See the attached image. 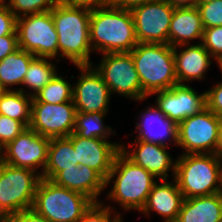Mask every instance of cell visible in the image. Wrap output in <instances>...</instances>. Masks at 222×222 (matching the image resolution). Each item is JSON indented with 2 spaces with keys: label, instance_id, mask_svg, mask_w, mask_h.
Returning a JSON list of instances; mask_svg holds the SVG:
<instances>
[{
  "label": "cell",
  "instance_id": "obj_15",
  "mask_svg": "<svg viewBox=\"0 0 222 222\" xmlns=\"http://www.w3.org/2000/svg\"><path fill=\"white\" fill-rule=\"evenodd\" d=\"M81 74L73 86V102L79 113H107L109 87L92 65L77 66Z\"/></svg>",
  "mask_w": 222,
  "mask_h": 222
},
{
  "label": "cell",
  "instance_id": "obj_29",
  "mask_svg": "<svg viewBox=\"0 0 222 222\" xmlns=\"http://www.w3.org/2000/svg\"><path fill=\"white\" fill-rule=\"evenodd\" d=\"M33 98L38 102L60 104L73 100V85L56 74Z\"/></svg>",
  "mask_w": 222,
  "mask_h": 222
},
{
  "label": "cell",
  "instance_id": "obj_22",
  "mask_svg": "<svg viewBox=\"0 0 222 222\" xmlns=\"http://www.w3.org/2000/svg\"><path fill=\"white\" fill-rule=\"evenodd\" d=\"M204 27L197 7H175L169 28V45L172 47L202 40Z\"/></svg>",
  "mask_w": 222,
  "mask_h": 222
},
{
  "label": "cell",
  "instance_id": "obj_36",
  "mask_svg": "<svg viewBox=\"0 0 222 222\" xmlns=\"http://www.w3.org/2000/svg\"><path fill=\"white\" fill-rule=\"evenodd\" d=\"M17 29V17L9 7H0V37L13 34Z\"/></svg>",
  "mask_w": 222,
  "mask_h": 222
},
{
  "label": "cell",
  "instance_id": "obj_18",
  "mask_svg": "<svg viewBox=\"0 0 222 222\" xmlns=\"http://www.w3.org/2000/svg\"><path fill=\"white\" fill-rule=\"evenodd\" d=\"M186 46V47H184ZM181 47L184 49L181 51ZM180 51L178 52V49ZM175 59V73L178 84H185L192 80H201L205 76V71L212 64V56L199 42L195 45L184 44L173 47Z\"/></svg>",
  "mask_w": 222,
  "mask_h": 222
},
{
  "label": "cell",
  "instance_id": "obj_49",
  "mask_svg": "<svg viewBox=\"0 0 222 222\" xmlns=\"http://www.w3.org/2000/svg\"><path fill=\"white\" fill-rule=\"evenodd\" d=\"M5 90L2 88V86L0 85V96L1 94L4 92Z\"/></svg>",
  "mask_w": 222,
  "mask_h": 222
},
{
  "label": "cell",
  "instance_id": "obj_7",
  "mask_svg": "<svg viewBox=\"0 0 222 222\" xmlns=\"http://www.w3.org/2000/svg\"><path fill=\"white\" fill-rule=\"evenodd\" d=\"M40 173L0 163V204L9 213L31 209Z\"/></svg>",
  "mask_w": 222,
  "mask_h": 222
},
{
  "label": "cell",
  "instance_id": "obj_3",
  "mask_svg": "<svg viewBox=\"0 0 222 222\" xmlns=\"http://www.w3.org/2000/svg\"><path fill=\"white\" fill-rule=\"evenodd\" d=\"M111 180H114V184L109 191L108 199L119 203L124 210L135 209L139 212L157 182L152 174L134 164L122 151L115 157L113 167L105 180V186L110 184Z\"/></svg>",
  "mask_w": 222,
  "mask_h": 222
},
{
  "label": "cell",
  "instance_id": "obj_13",
  "mask_svg": "<svg viewBox=\"0 0 222 222\" xmlns=\"http://www.w3.org/2000/svg\"><path fill=\"white\" fill-rule=\"evenodd\" d=\"M50 138L36 133L31 128H26L14 140L2 148V162L15 167L31 169L40 176L47 164L48 145Z\"/></svg>",
  "mask_w": 222,
  "mask_h": 222
},
{
  "label": "cell",
  "instance_id": "obj_1",
  "mask_svg": "<svg viewBox=\"0 0 222 222\" xmlns=\"http://www.w3.org/2000/svg\"><path fill=\"white\" fill-rule=\"evenodd\" d=\"M90 44L101 54L130 52L138 44L131 11L111 3L92 9Z\"/></svg>",
  "mask_w": 222,
  "mask_h": 222
},
{
  "label": "cell",
  "instance_id": "obj_28",
  "mask_svg": "<svg viewBox=\"0 0 222 222\" xmlns=\"http://www.w3.org/2000/svg\"><path fill=\"white\" fill-rule=\"evenodd\" d=\"M107 113H79L76 112L74 133L83 138H98L108 140L116 134L108 125H104L103 118ZM108 138V139H107Z\"/></svg>",
  "mask_w": 222,
  "mask_h": 222
},
{
  "label": "cell",
  "instance_id": "obj_39",
  "mask_svg": "<svg viewBox=\"0 0 222 222\" xmlns=\"http://www.w3.org/2000/svg\"><path fill=\"white\" fill-rule=\"evenodd\" d=\"M58 2L72 7H84L92 10L109 4L110 0H58Z\"/></svg>",
  "mask_w": 222,
  "mask_h": 222
},
{
  "label": "cell",
  "instance_id": "obj_24",
  "mask_svg": "<svg viewBox=\"0 0 222 222\" xmlns=\"http://www.w3.org/2000/svg\"><path fill=\"white\" fill-rule=\"evenodd\" d=\"M78 165L76 152L68 137L51 138L48 145L47 164L42 178L51 180L59 171Z\"/></svg>",
  "mask_w": 222,
  "mask_h": 222
},
{
  "label": "cell",
  "instance_id": "obj_44",
  "mask_svg": "<svg viewBox=\"0 0 222 222\" xmlns=\"http://www.w3.org/2000/svg\"><path fill=\"white\" fill-rule=\"evenodd\" d=\"M213 1H216V0H196V6L213 2Z\"/></svg>",
  "mask_w": 222,
  "mask_h": 222
},
{
  "label": "cell",
  "instance_id": "obj_25",
  "mask_svg": "<svg viewBox=\"0 0 222 222\" xmlns=\"http://www.w3.org/2000/svg\"><path fill=\"white\" fill-rule=\"evenodd\" d=\"M34 57L32 53L18 48L0 61V85L4 90H15L10 86L23 83L29 64Z\"/></svg>",
  "mask_w": 222,
  "mask_h": 222
},
{
  "label": "cell",
  "instance_id": "obj_42",
  "mask_svg": "<svg viewBox=\"0 0 222 222\" xmlns=\"http://www.w3.org/2000/svg\"><path fill=\"white\" fill-rule=\"evenodd\" d=\"M217 155L222 157V118L218 125V135H217Z\"/></svg>",
  "mask_w": 222,
  "mask_h": 222
},
{
  "label": "cell",
  "instance_id": "obj_26",
  "mask_svg": "<svg viewBox=\"0 0 222 222\" xmlns=\"http://www.w3.org/2000/svg\"><path fill=\"white\" fill-rule=\"evenodd\" d=\"M32 99L23 87L16 90H5L0 96V115L20 121L26 128L31 120Z\"/></svg>",
  "mask_w": 222,
  "mask_h": 222
},
{
  "label": "cell",
  "instance_id": "obj_14",
  "mask_svg": "<svg viewBox=\"0 0 222 222\" xmlns=\"http://www.w3.org/2000/svg\"><path fill=\"white\" fill-rule=\"evenodd\" d=\"M153 94H158L155 107L177 125L206 108V93L198 94L188 84H177Z\"/></svg>",
  "mask_w": 222,
  "mask_h": 222
},
{
  "label": "cell",
  "instance_id": "obj_2",
  "mask_svg": "<svg viewBox=\"0 0 222 222\" xmlns=\"http://www.w3.org/2000/svg\"><path fill=\"white\" fill-rule=\"evenodd\" d=\"M51 14L59 37L58 55L70 60L75 66L92 65L93 63L90 62L91 10L57 2Z\"/></svg>",
  "mask_w": 222,
  "mask_h": 222
},
{
  "label": "cell",
  "instance_id": "obj_47",
  "mask_svg": "<svg viewBox=\"0 0 222 222\" xmlns=\"http://www.w3.org/2000/svg\"><path fill=\"white\" fill-rule=\"evenodd\" d=\"M2 162V147L0 146V163Z\"/></svg>",
  "mask_w": 222,
  "mask_h": 222
},
{
  "label": "cell",
  "instance_id": "obj_46",
  "mask_svg": "<svg viewBox=\"0 0 222 222\" xmlns=\"http://www.w3.org/2000/svg\"><path fill=\"white\" fill-rule=\"evenodd\" d=\"M217 64L220 68V71H222V57L217 61Z\"/></svg>",
  "mask_w": 222,
  "mask_h": 222
},
{
  "label": "cell",
  "instance_id": "obj_34",
  "mask_svg": "<svg viewBox=\"0 0 222 222\" xmlns=\"http://www.w3.org/2000/svg\"><path fill=\"white\" fill-rule=\"evenodd\" d=\"M25 129L26 127L20 121L0 115V146L3 148Z\"/></svg>",
  "mask_w": 222,
  "mask_h": 222
},
{
  "label": "cell",
  "instance_id": "obj_10",
  "mask_svg": "<svg viewBox=\"0 0 222 222\" xmlns=\"http://www.w3.org/2000/svg\"><path fill=\"white\" fill-rule=\"evenodd\" d=\"M220 118L207 107L177 125V146L182 154H217Z\"/></svg>",
  "mask_w": 222,
  "mask_h": 222
},
{
  "label": "cell",
  "instance_id": "obj_32",
  "mask_svg": "<svg viewBox=\"0 0 222 222\" xmlns=\"http://www.w3.org/2000/svg\"><path fill=\"white\" fill-rule=\"evenodd\" d=\"M200 43L217 62L222 57V26L204 28Z\"/></svg>",
  "mask_w": 222,
  "mask_h": 222
},
{
  "label": "cell",
  "instance_id": "obj_12",
  "mask_svg": "<svg viewBox=\"0 0 222 222\" xmlns=\"http://www.w3.org/2000/svg\"><path fill=\"white\" fill-rule=\"evenodd\" d=\"M75 120L76 108L73 100L50 104L32 99L29 128L44 137H68L74 132Z\"/></svg>",
  "mask_w": 222,
  "mask_h": 222
},
{
  "label": "cell",
  "instance_id": "obj_20",
  "mask_svg": "<svg viewBox=\"0 0 222 222\" xmlns=\"http://www.w3.org/2000/svg\"><path fill=\"white\" fill-rule=\"evenodd\" d=\"M51 181L85 195L94 203L101 202L98 200V196L106 187L105 180L86 165H77L74 168L59 171Z\"/></svg>",
  "mask_w": 222,
  "mask_h": 222
},
{
  "label": "cell",
  "instance_id": "obj_45",
  "mask_svg": "<svg viewBox=\"0 0 222 222\" xmlns=\"http://www.w3.org/2000/svg\"><path fill=\"white\" fill-rule=\"evenodd\" d=\"M11 3V0H8L6 3V0H0V7H9Z\"/></svg>",
  "mask_w": 222,
  "mask_h": 222
},
{
  "label": "cell",
  "instance_id": "obj_4",
  "mask_svg": "<svg viewBox=\"0 0 222 222\" xmlns=\"http://www.w3.org/2000/svg\"><path fill=\"white\" fill-rule=\"evenodd\" d=\"M222 157L217 154H182L175 176L184 199L220 193Z\"/></svg>",
  "mask_w": 222,
  "mask_h": 222
},
{
  "label": "cell",
  "instance_id": "obj_43",
  "mask_svg": "<svg viewBox=\"0 0 222 222\" xmlns=\"http://www.w3.org/2000/svg\"><path fill=\"white\" fill-rule=\"evenodd\" d=\"M8 215V213L2 208L0 204V222Z\"/></svg>",
  "mask_w": 222,
  "mask_h": 222
},
{
  "label": "cell",
  "instance_id": "obj_48",
  "mask_svg": "<svg viewBox=\"0 0 222 222\" xmlns=\"http://www.w3.org/2000/svg\"><path fill=\"white\" fill-rule=\"evenodd\" d=\"M220 194H221V197H222V172H221V189H220Z\"/></svg>",
  "mask_w": 222,
  "mask_h": 222
},
{
  "label": "cell",
  "instance_id": "obj_17",
  "mask_svg": "<svg viewBox=\"0 0 222 222\" xmlns=\"http://www.w3.org/2000/svg\"><path fill=\"white\" fill-rule=\"evenodd\" d=\"M131 145L135 148L127 150L124 144H121L122 153L134 164L143 167L152 174L156 179L166 180L168 172L172 169L173 178L175 176L176 160H173L168 146L135 139ZM132 151V152H131Z\"/></svg>",
  "mask_w": 222,
  "mask_h": 222
},
{
  "label": "cell",
  "instance_id": "obj_23",
  "mask_svg": "<svg viewBox=\"0 0 222 222\" xmlns=\"http://www.w3.org/2000/svg\"><path fill=\"white\" fill-rule=\"evenodd\" d=\"M220 193L184 199L176 222H221Z\"/></svg>",
  "mask_w": 222,
  "mask_h": 222
},
{
  "label": "cell",
  "instance_id": "obj_35",
  "mask_svg": "<svg viewBox=\"0 0 222 222\" xmlns=\"http://www.w3.org/2000/svg\"><path fill=\"white\" fill-rule=\"evenodd\" d=\"M205 93L206 107L219 118H222V81Z\"/></svg>",
  "mask_w": 222,
  "mask_h": 222
},
{
  "label": "cell",
  "instance_id": "obj_37",
  "mask_svg": "<svg viewBox=\"0 0 222 222\" xmlns=\"http://www.w3.org/2000/svg\"><path fill=\"white\" fill-rule=\"evenodd\" d=\"M2 222H49L38 214L33 208L16 213H9Z\"/></svg>",
  "mask_w": 222,
  "mask_h": 222
},
{
  "label": "cell",
  "instance_id": "obj_40",
  "mask_svg": "<svg viewBox=\"0 0 222 222\" xmlns=\"http://www.w3.org/2000/svg\"><path fill=\"white\" fill-rule=\"evenodd\" d=\"M149 1L151 0H110V3L115 6L121 7L122 9L131 10L133 7L142 5Z\"/></svg>",
  "mask_w": 222,
  "mask_h": 222
},
{
  "label": "cell",
  "instance_id": "obj_31",
  "mask_svg": "<svg viewBox=\"0 0 222 222\" xmlns=\"http://www.w3.org/2000/svg\"><path fill=\"white\" fill-rule=\"evenodd\" d=\"M113 209L102 202L93 203L77 222H123L118 212L112 213Z\"/></svg>",
  "mask_w": 222,
  "mask_h": 222
},
{
  "label": "cell",
  "instance_id": "obj_38",
  "mask_svg": "<svg viewBox=\"0 0 222 222\" xmlns=\"http://www.w3.org/2000/svg\"><path fill=\"white\" fill-rule=\"evenodd\" d=\"M17 30L10 35L0 37V61L18 49Z\"/></svg>",
  "mask_w": 222,
  "mask_h": 222
},
{
  "label": "cell",
  "instance_id": "obj_21",
  "mask_svg": "<svg viewBox=\"0 0 222 222\" xmlns=\"http://www.w3.org/2000/svg\"><path fill=\"white\" fill-rule=\"evenodd\" d=\"M145 110L140 115V122H136L135 128L139 132L136 139L168 146V143L165 142H168L166 139L169 138L170 144L174 141L175 144L172 145H177V124L169 120L153 105L148 106Z\"/></svg>",
  "mask_w": 222,
  "mask_h": 222
},
{
  "label": "cell",
  "instance_id": "obj_33",
  "mask_svg": "<svg viewBox=\"0 0 222 222\" xmlns=\"http://www.w3.org/2000/svg\"><path fill=\"white\" fill-rule=\"evenodd\" d=\"M204 28L222 26V0L196 6Z\"/></svg>",
  "mask_w": 222,
  "mask_h": 222
},
{
  "label": "cell",
  "instance_id": "obj_41",
  "mask_svg": "<svg viewBox=\"0 0 222 222\" xmlns=\"http://www.w3.org/2000/svg\"><path fill=\"white\" fill-rule=\"evenodd\" d=\"M173 7H196V0H166Z\"/></svg>",
  "mask_w": 222,
  "mask_h": 222
},
{
  "label": "cell",
  "instance_id": "obj_30",
  "mask_svg": "<svg viewBox=\"0 0 222 222\" xmlns=\"http://www.w3.org/2000/svg\"><path fill=\"white\" fill-rule=\"evenodd\" d=\"M58 0H11L9 9L18 18L24 15L49 12Z\"/></svg>",
  "mask_w": 222,
  "mask_h": 222
},
{
  "label": "cell",
  "instance_id": "obj_16",
  "mask_svg": "<svg viewBox=\"0 0 222 222\" xmlns=\"http://www.w3.org/2000/svg\"><path fill=\"white\" fill-rule=\"evenodd\" d=\"M68 138L72 141L78 165L92 168L106 180L121 144L98 138H83L74 132Z\"/></svg>",
  "mask_w": 222,
  "mask_h": 222
},
{
  "label": "cell",
  "instance_id": "obj_19",
  "mask_svg": "<svg viewBox=\"0 0 222 222\" xmlns=\"http://www.w3.org/2000/svg\"><path fill=\"white\" fill-rule=\"evenodd\" d=\"M183 200L175 179L173 182L161 180L160 184L157 180L140 212L147 216L150 211H155L164 217V222H176Z\"/></svg>",
  "mask_w": 222,
  "mask_h": 222
},
{
  "label": "cell",
  "instance_id": "obj_27",
  "mask_svg": "<svg viewBox=\"0 0 222 222\" xmlns=\"http://www.w3.org/2000/svg\"><path fill=\"white\" fill-rule=\"evenodd\" d=\"M47 57H34L25 74L22 85L33 90L29 95L33 97L38 93L56 74V66L48 61Z\"/></svg>",
  "mask_w": 222,
  "mask_h": 222
},
{
  "label": "cell",
  "instance_id": "obj_11",
  "mask_svg": "<svg viewBox=\"0 0 222 222\" xmlns=\"http://www.w3.org/2000/svg\"><path fill=\"white\" fill-rule=\"evenodd\" d=\"M174 8L166 0H151L133 7L130 11L137 42L169 44V28Z\"/></svg>",
  "mask_w": 222,
  "mask_h": 222
},
{
  "label": "cell",
  "instance_id": "obj_8",
  "mask_svg": "<svg viewBox=\"0 0 222 222\" xmlns=\"http://www.w3.org/2000/svg\"><path fill=\"white\" fill-rule=\"evenodd\" d=\"M18 47L35 57L54 59L58 55V34L51 11L17 18Z\"/></svg>",
  "mask_w": 222,
  "mask_h": 222
},
{
  "label": "cell",
  "instance_id": "obj_6",
  "mask_svg": "<svg viewBox=\"0 0 222 222\" xmlns=\"http://www.w3.org/2000/svg\"><path fill=\"white\" fill-rule=\"evenodd\" d=\"M93 203L79 192L41 178L32 208L49 222H77Z\"/></svg>",
  "mask_w": 222,
  "mask_h": 222
},
{
  "label": "cell",
  "instance_id": "obj_5",
  "mask_svg": "<svg viewBox=\"0 0 222 222\" xmlns=\"http://www.w3.org/2000/svg\"><path fill=\"white\" fill-rule=\"evenodd\" d=\"M130 53L147 97L178 84L173 47L169 44L138 43Z\"/></svg>",
  "mask_w": 222,
  "mask_h": 222
},
{
  "label": "cell",
  "instance_id": "obj_9",
  "mask_svg": "<svg viewBox=\"0 0 222 222\" xmlns=\"http://www.w3.org/2000/svg\"><path fill=\"white\" fill-rule=\"evenodd\" d=\"M98 66L92 65L101 75L112 93L129 97L131 100H144L138 72L130 52L106 53Z\"/></svg>",
  "mask_w": 222,
  "mask_h": 222
}]
</instances>
